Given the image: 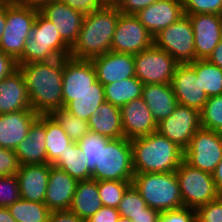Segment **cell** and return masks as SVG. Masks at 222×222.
<instances>
[{"mask_svg": "<svg viewBox=\"0 0 222 222\" xmlns=\"http://www.w3.org/2000/svg\"><path fill=\"white\" fill-rule=\"evenodd\" d=\"M23 75L32 110L50 115L63 108L64 58L18 65Z\"/></svg>", "mask_w": 222, "mask_h": 222, "instance_id": "6da1fadb", "label": "cell"}, {"mask_svg": "<svg viewBox=\"0 0 222 222\" xmlns=\"http://www.w3.org/2000/svg\"><path fill=\"white\" fill-rule=\"evenodd\" d=\"M120 14L118 7L111 5L86 14L69 57L91 60L110 52Z\"/></svg>", "mask_w": 222, "mask_h": 222, "instance_id": "7a4b0ae2", "label": "cell"}, {"mask_svg": "<svg viewBox=\"0 0 222 222\" xmlns=\"http://www.w3.org/2000/svg\"><path fill=\"white\" fill-rule=\"evenodd\" d=\"M131 141L135 173L175 172L184 150L158 132Z\"/></svg>", "mask_w": 222, "mask_h": 222, "instance_id": "3957f363", "label": "cell"}, {"mask_svg": "<svg viewBox=\"0 0 222 222\" xmlns=\"http://www.w3.org/2000/svg\"><path fill=\"white\" fill-rule=\"evenodd\" d=\"M131 184L160 213L184 207L175 172L135 173Z\"/></svg>", "mask_w": 222, "mask_h": 222, "instance_id": "277c9868", "label": "cell"}, {"mask_svg": "<svg viewBox=\"0 0 222 222\" xmlns=\"http://www.w3.org/2000/svg\"><path fill=\"white\" fill-rule=\"evenodd\" d=\"M71 47L61 38L50 20L37 13L31 35L25 41V48L17 64L51 61L69 57Z\"/></svg>", "mask_w": 222, "mask_h": 222, "instance_id": "5b68a950", "label": "cell"}, {"mask_svg": "<svg viewBox=\"0 0 222 222\" xmlns=\"http://www.w3.org/2000/svg\"><path fill=\"white\" fill-rule=\"evenodd\" d=\"M131 141L125 137L108 139L99 135L98 164L92 179L132 181L134 177Z\"/></svg>", "mask_w": 222, "mask_h": 222, "instance_id": "8992f818", "label": "cell"}, {"mask_svg": "<svg viewBox=\"0 0 222 222\" xmlns=\"http://www.w3.org/2000/svg\"><path fill=\"white\" fill-rule=\"evenodd\" d=\"M39 9L20 0H6V27L0 50L16 61L22 56L25 41L31 35Z\"/></svg>", "mask_w": 222, "mask_h": 222, "instance_id": "52a82bcc", "label": "cell"}, {"mask_svg": "<svg viewBox=\"0 0 222 222\" xmlns=\"http://www.w3.org/2000/svg\"><path fill=\"white\" fill-rule=\"evenodd\" d=\"M175 173L184 207L196 210L221 196L211 173L197 169L185 160L180 163Z\"/></svg>", "mask_w": 222, "mask_h": 222, "instance_id": "ba28073f", "label": "cell"}, {"mask_svg": "<svg viewBox=\"0 0 222 222\" xmlns=\"http://www.w3.org/2000/svg\"><path fill=\"white\" fill-rule=\"evenodd\" d=\"M153 44L170 54L179 64L195 61L194 32L187 15L162 29Z\"/></svg>", "mask_w": 222, "mask_h": 222, "instance_id": "9c48e42d", "label": "cell"}, {"mask_svg": "<svg viewBox=\"0 0 222 222\" xmlns=\"http://www.w3.org/2000/svg\"><path fill=\"white\" fill-rule=\"evenodd\" d=\"M135 77L143 84H171L179 64L166 51L154 44L134 55Z\"/></svg>", "mask_w": 222, "mask_h": 222, "instance_id": "30bf717a", "label": "cell"}, {"mask_svg": "<svg viewBox=\"0 0 222 222\" xmlns=\"http://www.w3.org/2000/svg\"><path fill=\"white\" fill-rule=\"evenodd\" d=\"M222 159V133L200 128L184 150V160L191 166L213 173Z\"/></svg>", "mask_w": 222, "mask_h": 222, "instance_id": "8fae6325", "label": "cell"}, {"mask_svg": "<svg viewBox=\"0 0 222 222\" xmlns=\"http://www.w3.org/2000/svg\"><path fill=\"white\" fill-rule=\"evenodd\" d=\"M201 128L198 109L178 104L173 113L157 124V132L185 150Z\"/></svg>", "mask_w": 222, "mask_h": 222, "instance_id": "7c38bea8", "label": "cell"}, {"mask_svg": "<svg viewBox=\"0 0 222 222\" xmlns=\"http://www.w3.org/2000/svg\"><path fill=\"white\" fill-rule=\"evenodd\" d=\"M153 36L135 15L120 14L111 51L136 55L153 45Z\"/></svg>", "mask_w": 222, "mask_h": 222, "instance_id": "4fadbf2b", "label": "cell"}, {"mask_svg": "<svg viewBox=\"0 0 222 222\" xmlns=\"http://www.w3.org/2000/svg\"><path fill=\"white\" fill-rule=\"evenodd\" d=\"M194 32L195 60L207 59L222 40V15H187Z\"/></svg>", "mask_w": 222, "mask_h": 222, "instance_id": "5bb4252c", "label": "cell"}, {"mask_svg": "<svg viewBox=\"0 0 222 222\" xmlns=\"http://www.w3.org/2000/svg\"><path fill=\"white\" fill-rule=\"evenodd\" d=\"M171 86L180 105L192 107L201 111L208 100V95L202 89L200 77L188 64H178L171 80Z\"/></svg>", "mask_w": 222, "mask_h": 222, "instance_id": "9a60e30c", "label": "cell"}, {"mask_svg": "<svg viewBox=\"0 0 222 222\" xmlns=\"http://www.w3.org/2000/svg\"><path fill=\"white\" fill-rule=\"evenodd\" d=\"M39 12L53 23L61 38L72 47L78 38L85 15L61 1L47 3Z\"/></svg>", "mask_w": 222, "mask_h": 222, "instance_id": "2e32d148", "label": "cell"}, {"mask_svg": "<svg viewBox=\"0 0 222 222\" xmlns=\"http://www.w3.org/2000/svg\"><path fill=\"white\" fill-rule=\"evenodd\" d=\"M91 62L95 67L97 80L103 86L135 77V60L132 54L110 51L92 58Z\"/></svg>", "mask_w": 222, "mask_h": 222, "instance_id": "e0dca14e", "label": "cell"}, {"mask_svg": "<svg viewBox=\"0 0 222 222\" xmlns=\"http://www.w3.org/2000/svg\"><path fill=\"white\" fill-rule=\"evenodd\" d=\"M120 111L126 139L132 140L157 132V123L142 97L128 102L120 108Z\"/></svg>", "mask_w": 222, "mask_h": 222, "instance_id": "ac0fdd59", "label": "cell"}, {"mask_svg": "<svg viewBox=\"0 0 222 222\" xmlns=\"http://www.w3.org/2000/svg\"><path fill=\"white\" fill-rule=\"evenodd\" d=\"M184 15L182 0H157L135 16L154 37Z\"/></svg>", "mask_w": 222, "mask_h": 222, "instance_id": "d6986e66", "label": "cell"}, {"mask_svg": "<svg viewBox=\"0 0 222 222\" xmlns=\"http://www.w3.org/2000/svg\"><path fill=\"white\" fill-rule=\"evenodd\" d=\"M78 181L67 172L50 166L44 203L50 211L69 210Z\"/></svg>", "mask_w": 222, "mask_h": 222, "instance_id": "ffe728a7", "label": "cell"}, {"mask_svg": "<svg viewBox=\"0 0 222 222\" xmlns=\"http://www.w3.org/2000/svg\"><path fill=\"white\" fill-rule=\"evenodd\" d=\"M45 139V115H39L32 123L27 137L15 149L20 165H41L47 163Z\"/></svg>", "mask_w": 222, "mask_h": 222, "instance_id": "44dd1931", "label": "cell"}, {"mask_svg": "<svg viewBox=\"0 0 222 222\" xmlns=\"http://www.w3.org/2000/svg\"><path fill=\"white\" fill-rule=\"evenodd\" d=\"M33 110L0 115V147L14 150L27 137L32 123L38 118Z\"/></svg>", "mask_w": 222, "mask_h": 222, "instance_id": "7402d4cb", "label": "cell"}, {"mask_svg": "<svg viewBox=\"0 0 222 222\" xmlns=\"http://www.w3.org/2000/svg\"><path fill=\"white\" fill-rule=\"evenodd\" d=\"M51 164L20 165L16 176L24 200L44 203Z\"/></svg>", "mask_w": 222, "mask_h": 222, "instance_id": "603a6c76", "label": "cell"}, {"mask_svg": "<svg viewBox=\"0 0 222 222\" xmlns=\"http://www.w3.org/2000/svg\"><path fill=\"white\" fill-rule=\"evenodd\" d=\"M96 81V70L91 60L64 58L62 94L82 93Z\"/></svg>", "mask_w": 222, "mask_h": 222, "instance_id": "cb8c5ba5", "label": "cell"}, {"mask_svg": "<svg viewBox=\"0 0 222 222\" xmlns=\"http://www.w3.org/2000/svg\"><path fill=\"white\" fill-rule=\"evenodd\" d=\"M32 110L23 75L17 69L0 80V115Z\"/></svg>", "mask_w": 222, "mask_h": 222, "instance_id": "d4e9b609", "label": "cell"}, {"mask_svg": "<svg viewBox=\"0 0 222 222\" xmlns=\"http://www.w3.org/2000/svg\"><path fill=\"white\" fill-rule=\"evenodd\" d=\"M142 98L157 124L170 116L178 105L171 84H144Z\"/></svg>", "mask_w": 222, "mask_h": 222, "instance_id": "484cf974", "label": "cell"}, {"mask_svg": "<svg viewBox=\"0 0 222 222\" xmlns=\"http://www.w3.org/2000/svg\"><path fill=\"white\" fill-rule=\"evenodd\" d=\"M62 95L63 108L85 121L105 101L104 86L98 80L82 93Z\"/></svg>", "mask_w": 222, "mask_h": 222, "instance_id": "4316f807", "label": "cell"}, {"mask_svg": "<svg viewBox=\"0 0 222 222\" xmlns=\"http://www.w3.org/2000/svg\"><path fill=\"white\" fill-rule=\"evenodd\" d=\"M91 133L101 135L108 139L124 137L121 123V111L117 106L104 101L88 120Z\"/></svg>", "mask_w": 222, "mask_h": 222, "instance_id": "83f0119b", "label": "cell"}, {"mask_svg": "<svg viewBox=\"0 0 222 222\" xmlns=\"http://www.w3.org/2000/svg\"><path fill=\"white\" fill-rule=\"evenodd\" d=\"M102 206L98 181L92 178L78 181L69 210L86 221Z\"/></svg>", "mask_w": 222, "mask_h": 222, "instance_id": "f1b7e54d", "label": "cell"}, {"mask_svg": "<svg viewBox=\"0 0 222 222\" xmlns=\"http://www.w3.org/2000/svg\"><path fill=\"white\" fill-rule=\"evenodd\" d=\"M86 161V156L80 151L78 143L72 142L68 146V150L64 154L59 155L51 165L64 170L77 181H83L91 179L92 176Z\"/></svg>", "mask_w": 222, "mask_h": 222, "instance_id": "f546056e", "label": "cell"}, {"mask_svg": "<svg viewBox=\"0 0 222 222\" xmlns=\"http://www.w3.org/2000/svg\"><path fill=\"white\" fill-rule=\"evenodd\" d=\"M143 85L136 77L104 85L105 101L121 108L128 102L142 97Z\"/></svg>", "mask_w": 222, "mask_h": 222, "instance_id": "4dcf8cb0", "label": "cell"}, {"mask_svg": "<svg viewBox=\"0 0 222 222\" xmlns=\"http://www.w3.org/2000/svg\"><path fill=\"white\" fill-rule=\"evenodd\" d=\"M45 132L47 163L52 164L59 155L68 150V146L73 141L51 115H45Z\"/></svg>", "mask_w": 222, "mask_h": 222, "instance_id": "1f68e13d", "label": "cell"}, {"mask_svg": "<svg viewBox=\"0 0 222 222\" xmlns=\"http://www.w3.org/2000/svg\"><path fill=\"white\" fill-rule=\"evenodd\" d=\"M200 77L202 89L208 97L222 95V70L207 59L195 60L188 63Z\"/></svg>", "mask_w": 222, "mask_h": 222, "instance_id": "d6a6232c", "label": "cell"}, {"mask_svg": "<svg viewBox=\"0 0 222 222\" xmlns=\"http://www.w3.org/2000/svg\"><path fill=\"white\" fill-rule=\"evenodd\" d=\"M17 222H49L51 211L45 203L18 199L7 207Z\"/></svg>", "mask_w": 222, "mask_h": 222, "instance_id": "836d02e7", "label": "cell"}, {"mask_svg": "<svg viewBox=\"0 0 222 222\" xmlns=\"http://www.w3.org/2000/svg\"><path fill=\"white\" fill-rule=\"evenodd\" d=\"M50 115L59 123L68 137L75 143H78L90 132L88 121L76 117L64 108L55 110Z\"/></svg>", "mask_w": 222, "mask_h": 222, "instance_id": "e575fe53", "label": "cell"}, {"mask_svg": "<svg viewBox=\"0 0 222 222\" xmlns=\"http://www.w3.org/2000/svg\"><path fill=\"white\" fill-rule=\"evenodd\" d=\"M131 183L132 181L99 180L98 191L102 205L117 209Z\"/></svg>", "mask_w": 222, "mask_h": 222, "instance_id": "d590c367", "label": "cell"}, {"mask_svg": "<svg viewBox=\"0 0 222 222\" xmlns=\"http://www.w3.org/2000/svg\"><path fill=\"white\" fill-rule=\"evenodd\" d=\"M200 116L201 128L222 133V95L209 97Z\"/></svg>", "mask_w": 222, "mask_h": 222, "instance_id": "8d00e7d4", "label": "cell"}, {"mask_svg": "<svg viewBox=\"0 0 222 222\" xmlns=\"http://www.w3.org/2000/svg\"><path fill=\"white\" fill-rule=\"evenodd\" d=\"M147 207V203L142 196L136 188L131 185L125 191L117 210L121 217L132 219V217L145 213Z\"/></svg>", "mask_w": 222, "mask_h": 222, "instance_id": "74e56055", "label": "cell"}, {"mask_svg": "<svg viewBox=\"0 0 222 222\" xmlns=\"http://www.w3.org/2000/svg\"><path fill=\"white\" fill-rule=\"evenodd\" d=\"M185 15H222V0H182Z\"/></svg>", "mask_w": 222, "mask_h": 222, "instance_id": "f35d334b", "label": "cell"}, {"mask_svg": "<svg viewBox=\"0 0 222 222\" xmlns=\"http://www.w3.org/2000/svg\"><path fill=\"white\" fill-rule=\"evenodd\" d=\"M20 198L17 176H0V207L7 208Z\"/></svg>", "mask_w": 222, "mask_h": 222, "instance_id": "ab89813d", "label": "cell"}, {"mask_svg": "<svg viewBox=\"0 0 222 222\" xmlns=\"http://www.w3.org/2000/svg\"><path fill=\"white\" fill-rule=\"evenodd\" d=\"M80 151L86 156V164L92 172L95 164H98L99 155V135L89 132L79 142Z\"/></svg>", "mask_w": 222, "mask_h": 222, "instance_id": "60d3db41", "label": "cell"}, {"mask_svg": "<svg viewBox=\"0 0 222 222\" xmlns=\"http://www.w3.org/2000/svg\"><path fill=\"white\" fill-rule=\"evenodd\" d=\"M196 222H222V195L196 209Z\"/></svg>", "mask_w": 222, "mask_h": 222, "instance_id": "b9f144b4", "label": "cell"}, {"mask_svg": "<svg viewBox=\"0 0 222 222\" xmlns=\"http://www.w3.org/2000/svg\"><path fill=\"white\" fill-rule=\"evenodd\" d=\"M157 222H196V210L182 207L161 212Z\"/></svg>", "mask_w": 222, "mask_h": 222, "instance_id": "7bdbcfd3", "label": "cell"}, {"mask_svg": "<svg viewBox=\"0 0 222 222\" xmlns=\"http://www.w3.org/2000/svg\"><path fill=\"white\" fill-rule=\"evenodd\" d=\"M19 167L15 151L0 147V176L16 175Z\"/></svg>", "mask_w": 222, "mask_h": 222, "instance_id": "ee69618b", "label": "cell"}, {"mask_svg": "<svg viewBox=\"0 0 222 222\" xmlns=\"http://www.w3.org/2000/svg\"><path fill=\"white\" fill-rule=\"evenodd\" d=\"M62 3L67 4L74 10H77L84 15L90 14L98 9L106 6L104 0H60Z\"/></svg>", "mask_w": 222, "mask_h": 222, "instance_id": "f6af8a7d", "label": "cell"}, {"mask_svg": "<svg viewBox=\"0 0 222 222\" xmlns=\"http://www.w3.org/2000/svg\"><path fill=\"white\" fill-rule=\"evenodd\" d=\"M156 1L157 0H122L117 7L122 14L136 15L139 11Z\"/></svg>", "mask_w": 222, "mask_h": 222, "instance_id": "bcb514c9", "label": "cell"}, {"mask_svg": "<svg viewBox=\"0 0 222 222\" xmlns=\"http://www.w3.org/2000/svg\"><path fill=\"white\" fill-rule=\"evenodd\" d=\"M120 214L116 208L102 206L86 222H116Z\"/></svg>", "mask_w": 222, "mask_h": 222, "instance_id": "7dc6e473", "label": "cell"}, {"mask_svg": "<svg viewBox=\"0 0 222 222\" xmlns=\"http://www.w3.org/2000/svg\"><path fill=\"white\" fill-rule=\"evenodd\" d=\"M18 69L17 61L0 50V80Z\"/></svg>", "mask_w": 222, "mask_h": 222, "instance_id": "c3c4849f", "label": "cell"}, {"mask_svg": "<svg viewBox=\"0 0 222 222\" xmlns=\"http://www.w3.org/2000/svg\"><path fill=\"white\" fill-rule=\"evenodd\" d=\"M49 222H86L70 210L51 211Z\"/></svg>", "mask_w": 222, "mask_h": 222, "instance_id": "681fc988", "label": "cell"}, {"mask_svg": "<svg viewBox=\"0 0 222 222\" xmlns=\"http://www.w3.org/2000/svg\"><path fill=\"white\" fill-rule=\"evenodd\" d=\"M160 216V212L147 207L145 213L139 214L135 217H132L133 222H157Z\"/></svg>", "mask_w": 222, "mask_h": 222, "instance_id": "f907efd6", "label": "cell"}, {"mask_svg": "<svg viewBox=\"0 0 222 222\" xmlns=\"http://www.w3.org/2000/svg\"><path fill=\"white\" fill-rule=\"evenodd\" d=\"M207 60L222 70V40L217 44Z\"/></svg>", "mask_w": 222, "mask_h": 222, "instance_id": "816d5d0a", "label": "cell"}, {"mask_svg": "<svg viewBox=\"0 0 222 222\" xmlns=\"http://www.w3.org/2000/svg\"><path fill=\"white\" fill-rule=\"evenodd\" d=\"M218 192L222 195V159L212 173Z\"/></svg>", "mask_w": 222, "mask_h": 222, "instance_id": "f5cc1de1", "label": "cell"}, {"mask_svg": "<svg viewBox=\"0 0 222 222\" xmlns=\"http://www.w3.org/2000/svg\"><path fill=\"white\" fill-rule=\"evenodd\" d=\"M6 27V0L0 1V40Z\"/></svg>", "mask_w": 222, "mask_h": 222, "instance_id": "db71d44e", "label": "cell"}, {"mask_svg": "<svg viewBox=\"0 0 222 222\" xmlns=\"http://www.w3.org/2000/svg\"><path fill=\"white\" fill-rule=\"evenodd\" d=\"M23 1L25 4L31 5L34 8L40 9L43 5L50 3V2H57L60 0H20Z\"/></svg>", "mask_w": 222, "mask_h": 222, "instance_id": "11a10c76", "label": "cell"}, {"mask_svg": "<svg viewBox=\"0 0 222 222\" xmlns=\"http://www.w3.org/2000/svg\"><path fill=\"white\" fill-rule=\"evenodd\" d=\"M0 222H17L10 214L8 208L0 207Z\"/></svg>", "mask_w": 222, "mask_h": 222, "instance_id": "9f6ffc18", "label": "cell"}, {"mask_svg": "<svg viewBox=\"0 0 222 222\" xmlns=\"http://www.w3.org/2000/svg\"><path fill=\"white\" fill-rule=\"evenodd\" d=\"M122 0H104L106 5L117 6Z\"/></svg>", "mask_w": 222, "mask_h": 222, "instance_id": "6f0895ef", "label": "cell"}, {"mask_svg": "<svg viewBox=\"0 0 222 222\" xmlns=\"http://www.w3.org/2000/svg\"><path fill=\"white\" fill-rule=\"evenodd\" d=\"M116 222H133V221L129 218H124L120 216Z\"/></svg>", "mask_w": 222, "mask_h": 222, "instance_id": "680465c9", "label": "cell"}]
</instances>
